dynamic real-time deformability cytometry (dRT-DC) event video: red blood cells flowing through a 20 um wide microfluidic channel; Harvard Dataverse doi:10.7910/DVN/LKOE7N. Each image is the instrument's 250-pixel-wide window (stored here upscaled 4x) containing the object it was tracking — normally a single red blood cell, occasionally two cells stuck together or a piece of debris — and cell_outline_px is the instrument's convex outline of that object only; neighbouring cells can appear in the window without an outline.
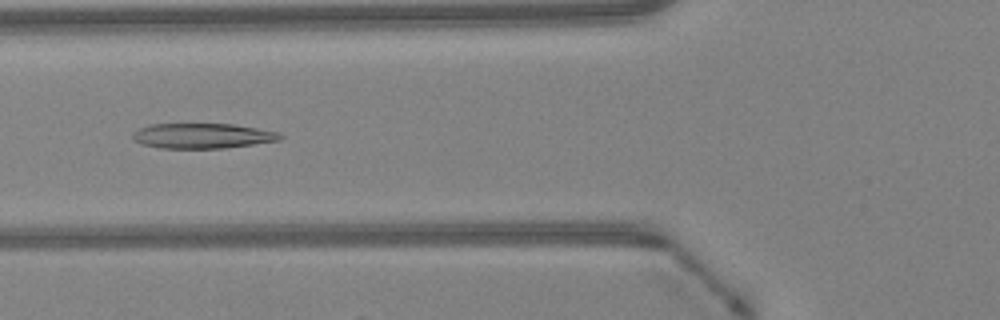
{"species": "Egyptian fruit bat (a non-hibernating species)", "species_latin": "Rousettus aegyptiacus", "temperature_condition": "warm", "stored_images_in_passage": 47, "camera_frame_rate_fps": 3000, "um_per_image_px": 0.085, "animal": {"sex": "female"}, "frame": {"image": 1, "passage_image": 18, "time_ms": 5.667, "image_size_px": [1000, 320], "cell_outline_px": [[284, 136], [280, 140], [224, 148], [160, 148], [144, 144], [136, 140], [132, 136], [132, 132], [148, 124], [232, 124], [280, 132]], "centroid_in_image_um": [17.22, 11.54], "position_along_channel_um": 108.6, "area_um2": 21.44}}
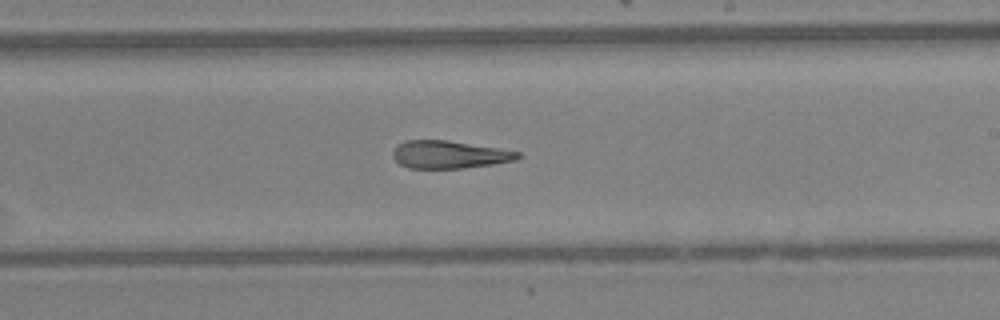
{"frame": {"image": 2, "passage_image": 28, "time_ms": 9.0, "image_size_px": [1000, 320], "cell_outline_px": [[520, 156], [516, 160], [492, 164], [464, 168], [408, 168], [400, 164], [392, 156], [392, 152], [396, 144], [404, 140], [448, 140], [520, 152]], "centroid_in_image_um": [38.13, 13.13], "position_along_channel_um": 250.9, "area_um2": 20.11}}
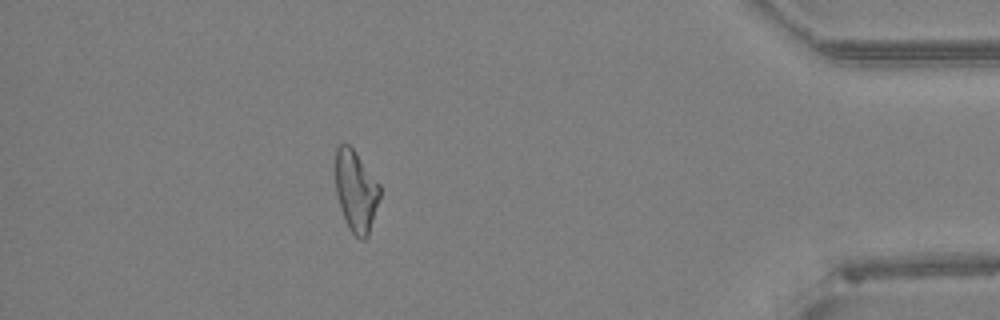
{"frame": {"image": 3, "passage_image": 42, "time_ms": 13.667, "image_size_px": [1000, 320], "cell_outline_px": [[380, 196], [368, 236], [364, 240], [360, 240], [348, 228], [340, 208], [336, 192], [336, 148], [340, 144], [348, 144], [352, 148], [380, 184]], "centroid_in_image_um": [30.25, 16.26], "position_along_channel_um": 404.9, "area_um2": 20.87}}